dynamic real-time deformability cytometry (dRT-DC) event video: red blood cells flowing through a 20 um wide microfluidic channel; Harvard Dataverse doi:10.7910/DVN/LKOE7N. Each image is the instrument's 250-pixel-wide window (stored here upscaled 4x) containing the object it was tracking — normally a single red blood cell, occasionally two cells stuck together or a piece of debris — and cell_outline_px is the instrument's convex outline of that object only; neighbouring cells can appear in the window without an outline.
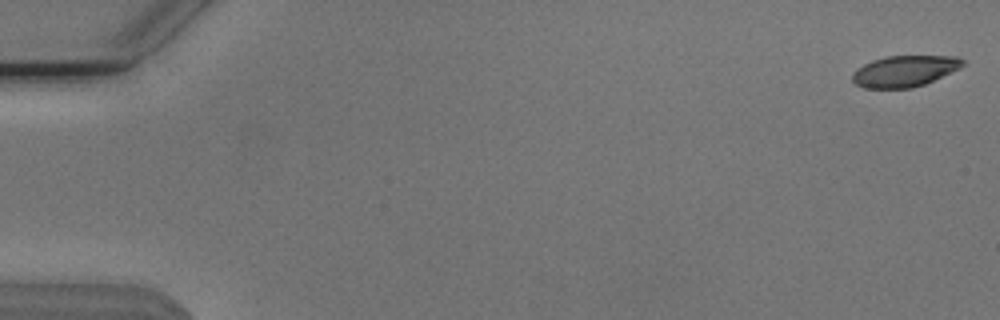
{"species": "Egyptian fruit bat (a non-hibernating species)", "species_latin": "Rousettus aegyptiacus", "temperature_condition": "cold", "stored_images_in_passage": 54, "camera_frame_rate_fps": 3000, "um_per_image_px": 0.085, "animal": {"sex": "male"}, "frame": {"image": 1, "passage_image": 1, "time_ms": 0.0, "image_size_px": [1000, 320], "cell_outline_px": [[968, 64], [960, 68], [924, 84], [912, 88], [864, 88], [856, 84], [852, 80], [852, 76], [856, 68], [872, 60], [884, 56], [956, 56], [964, 60]], "centroid_in_image_um": [76.9, 6.03], "position_along_channel_um": 8.1, "area_um2": 20.11}}
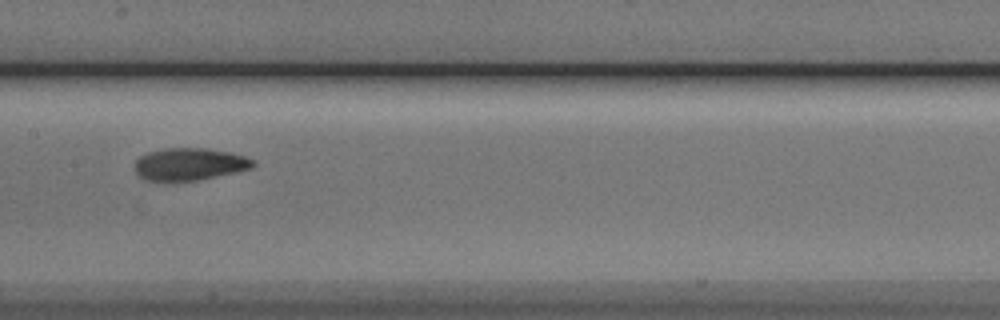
{"frame": {"image": 2, "passage_image": 28, "time_ms": 9.0, "image_size_px": [1000, 320], "cell_outline_px": [[256, 164], [252, 168], [196, 180], [148, 180], [140, 176], [136, 172], [136, 160], [140, 156], [148, 152], [164, 148], [208, 148], [232, 152], [256, 160]], "centroid_in_image_um": [16.15, 13.92], "position_along_channel_um": 191.2, "area_um2": 22.02}}
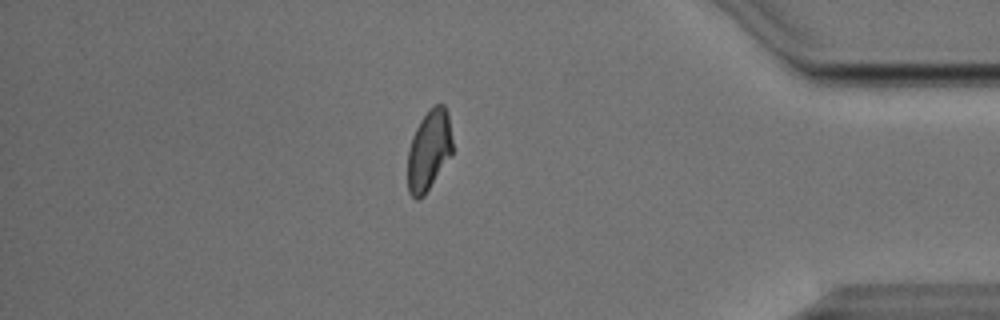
{"frame": {"image": 3, "passage_image": 47, "time_ms": 15.333, "image_size_px": [1000, 320], "cell_outline_px": [[452, 152], [424, 196], [416, 200], [408, 192], [408, 148], [412, 136], [420, 120], [428, 108], [436, 104], [444, 104], [448, 112], [452, 140]], "centroid_in_image_um": [36.44, 12.74], "position_along_channel_um": 398.8, "area_um2": 20.98}, "authors_computed_cell_mechanics": {"area_um2": 21.675, "velocity_mm_per_s": 3.7892, "shape_relaxation_time_tau1_ms": 3.8125, "shape_relaxation_time_tau2_ms": 2.8463, "deformation_change_tau1": 0.1611, "deformation_change_tau2": 0.0883}}